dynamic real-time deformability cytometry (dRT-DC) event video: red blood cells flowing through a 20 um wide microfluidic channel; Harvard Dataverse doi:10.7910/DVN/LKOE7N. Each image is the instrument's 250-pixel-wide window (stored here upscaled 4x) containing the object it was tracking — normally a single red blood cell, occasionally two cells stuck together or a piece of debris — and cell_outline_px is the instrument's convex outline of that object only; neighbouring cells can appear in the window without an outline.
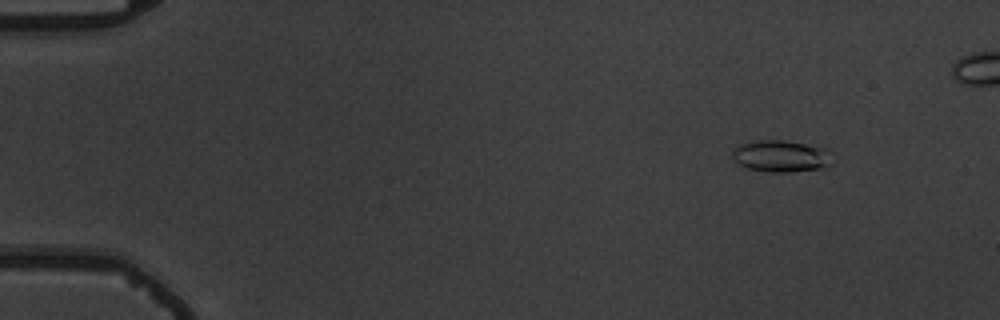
{"species": "common noctule bat (a hibernating species)", "species_latin": "Nyctalus noctula", "temperature_condition": "warm", "stored_images_in_passage": 5, "camera_frame_rate_fps": 3000, "um_per_image_px": 0.085, "animal": {"sex": "male", "body_mass_g": 19.5, "forearm_length_mm": 54.6}, "frame": {"image": 1, "passage_image": 2, "time_ms": 1.333, "image_size_px": [1000, 320], "cell_outline_px": [[832, 164], [820, 168], [788, 172], [772, 172], [748, 168], [740, 164], [732, 156], [732, 152], [740, 144], [752, 140], [784, 140], [828, 148]], "centroid_in_image_um": [66.4, 13.25], "position_along_channel_um": 18.6, "area_um2": 18.38}}